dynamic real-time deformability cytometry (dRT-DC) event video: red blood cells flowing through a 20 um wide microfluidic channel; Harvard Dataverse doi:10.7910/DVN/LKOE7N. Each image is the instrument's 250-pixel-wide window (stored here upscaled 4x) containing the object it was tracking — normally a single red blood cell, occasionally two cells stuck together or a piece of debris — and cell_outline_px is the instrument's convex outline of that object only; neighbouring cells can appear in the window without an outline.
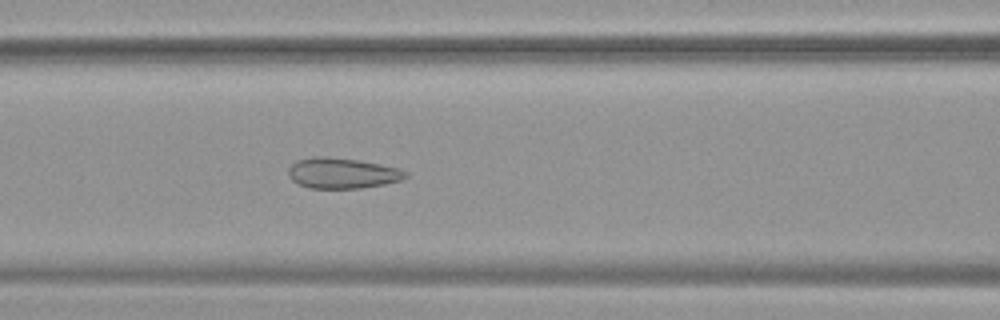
{"species": "common noctule bat (a hibernating species)", "species_latin": "Nyctalus noctula", "temperature_condition": "warm", "stored_images_in_passage": 53, "camera_frame_rate_fps": 3000, "um_per_image_px": 0.085, "animal": {"sex": "female", "body_mass_g": 19.9}, "frame": {"image": 1, "passage_image": 23, "time_ms": 7.333, "image_size_px": [1000, 320], "cell_outline_px": [[408, 176], [400, 180], [384, 184], [360, 188], [308, 188], [292, 180], [288, 176], [288, 168], [296, 160], [312, 156], [324, 156], [360, 160], [400, 168], [408, 172]], "centroid_in_image_um": [29.08, 14.7], "position_along_channel_um": 137.5, "area_um2": 21.04}}
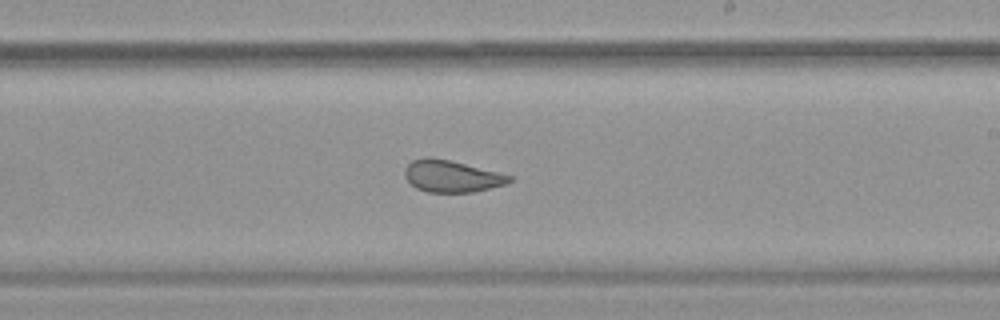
{"frame": {"image": 2, "passage_image": 32, "time_ms": 10.333, "image_size_px": [1000, 320], "cell_outline_px": [[512, 180], [504, 184], [472, 192], [428, 192], [416, 188], [404, 176], [404, 168], [412, 160], [428, 156], [432, 156], [512, 176]], "centroid_in_image_um": [38.32, 14.97], "position_along_channel_um": 250.7, "area_um2": 19.07}}
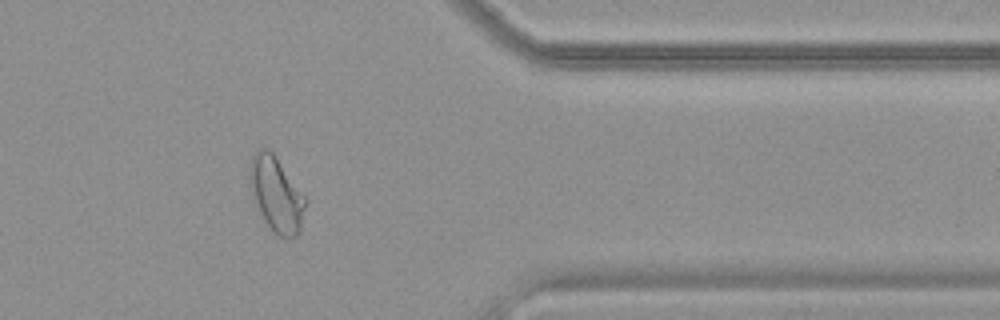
{"frame": {"image": 3, "passage_image": 44, "time_ms": 14.333, "image_size_px": [1000, 320], "cell_outline_px": [[308, 200], [300, 232], [296, 236], [280, 236], [272, 232], [256, 200], [248, 176], [252, 156], [260, 148], [268, 148], [272, 152]], "centroid_in_image_um": [23.54, 16.5], "position_along_channel_um": 387.9, "area_um2": 23.64}, "authors_computed_cell_mechanics": {"area_um2": 25.2586, "velocity_mm_per_s": 3.7926, "shape_relaxation_time_tau1_ms": null, "shape_relaxation_time_tau2_ms": 0.9348, "deformation_change_tau1": null, "deformation_change_tau2": 0.0814}}